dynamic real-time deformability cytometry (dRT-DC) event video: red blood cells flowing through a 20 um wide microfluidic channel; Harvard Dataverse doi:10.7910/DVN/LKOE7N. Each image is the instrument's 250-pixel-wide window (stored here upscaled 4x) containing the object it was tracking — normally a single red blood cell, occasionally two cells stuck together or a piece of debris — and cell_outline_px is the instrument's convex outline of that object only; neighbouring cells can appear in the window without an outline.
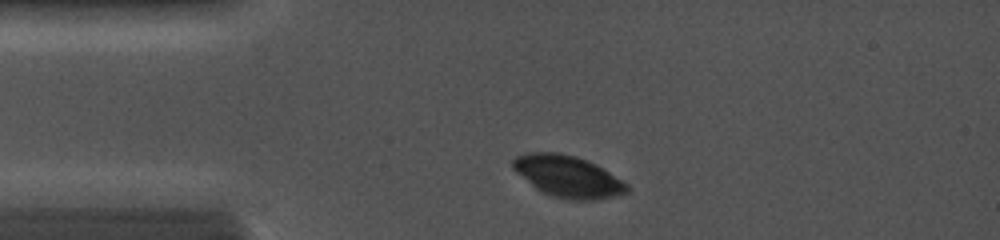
{"species": "common noctule bat (a hibernating species)", "species_latin": "Nyctalus noctula", "temperature_condition": "cold", "stored_images_in_passage": 40, "camera_frame_rate_fps": 5000, "um_per_image_px": 0.085, "animal": {"sex": "female", "body_mass_g": 19.0, "forearm_length_mm": 56.7}, "frame": {"image": 1, "passage_image": 6, "time_ms": 1.0, "image_size_px": [1000, 240], "cell_outline_px": [[632, 188], [628, 192], [616, 196], [596, 200], [568, 200], [552, 196], [536, 188], [516, 172], [512, 168], [512, 160], [516, 156], [524, 152], [556, 152], [576, 156], [596, 164], [628, 184]], "centroid_in_image_um": [48.28, 15.0], "position_along_channel_um": 36.7, "area_um2": 27.8}}
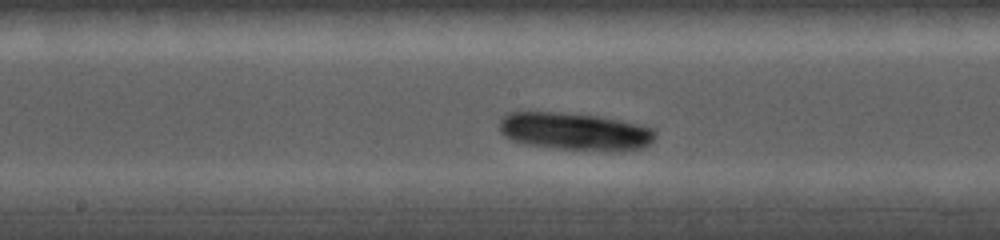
{"frame": {"image": 2, "passage_image": 27, "time_ms": 5.4, "image_size_px": [1000, 240], "cell_outline_px": [[656, 136], [648, 144], [640, 148], [556, 148], [528, 144], [512, 140], [504, 136], [500, 132], [500, 116], [508, 112], [560, 112], [596, 116], [620, 120], [656, 128]], "centroid_in_image_um": [48.79, 11.12], "position_along_channel_um": 199.4, "area_um2": 33.12}}
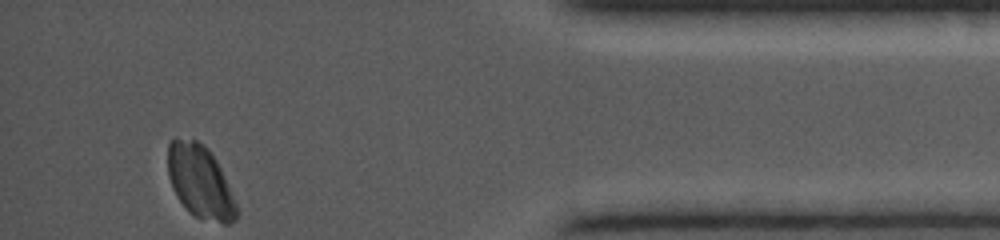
{"frame": {"image": 3, "passage_image": 40, "time_ms": 11.2, "image_size_px": [1000, 240], "cell_outline_px": [[236, 220], [232, 224], [224, 224], [196, 216], [188, 212], [176, 196], [172, 188], [168, 176], [168, 140], [176, 136], [196, 140], [208, 148], [216, 160], [220, 168], [236, 204]], "centroid_in_image_um": [16.96, 15.41], "position_along_channel_um": 418.2, "area_um2": 29.19}}